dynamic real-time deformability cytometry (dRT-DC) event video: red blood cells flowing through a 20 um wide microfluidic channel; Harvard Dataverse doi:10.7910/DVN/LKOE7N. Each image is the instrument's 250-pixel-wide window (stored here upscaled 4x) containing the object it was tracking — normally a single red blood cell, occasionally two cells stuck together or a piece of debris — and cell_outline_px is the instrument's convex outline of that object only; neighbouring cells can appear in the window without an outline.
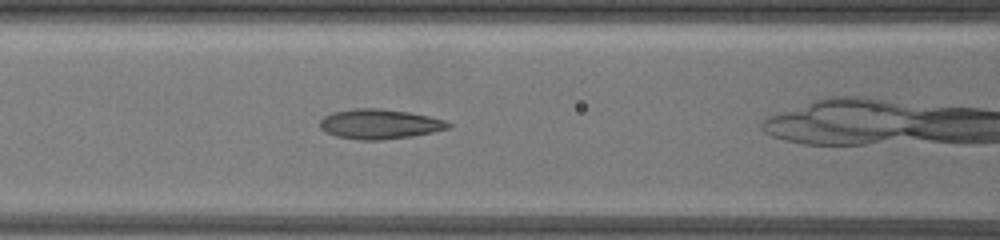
{"species": "common noctule bat (a hibernating species)", "species_latin": "Nyctalus noctula", "temperature_condition": "warm", "stored_images_in_passage": 9, "camera_frame_rate_fps": 3000, "um_per_image_px": 0.085, "animal": {"sex": "female", "body_mass_g": 19.5, "forearm_length_mm": 54.1}, "frame": {"image": 1, "passage_image": 4, "time_ms": 1.333, "image_size_px": [1000, 240], "cell_outline_px": [[452, 124], [448, 128], [432, 132], [412, 136], [380, 140], [360, 140], [336, 136], [324, 132], [320, 128], [320, 120], [324, 116], [332, 112], [356, 108], [380, 108], [408, 112], [428, 116], [444, 120]], "centroid_in_image_um": [32.22, 10.54], "position_along_channel_um": 134.4, "area_um2": 22.25}}
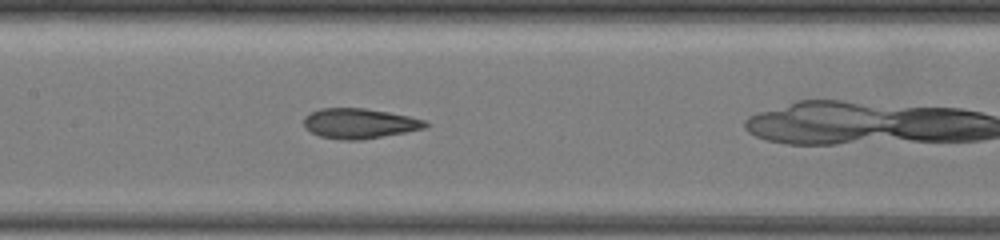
{"frame": {"image": 2, "passage_image": 7, "time_ms": 2.333, "image_size_px": [1000, 240], "cell_outline_px": [[428, 124], [424, 128], [404, 132], [360, 140], [340, 140], [320, 136], [304, 128], [304, 116], [308, 112], [320, 108], [364, 108], [388, 112], [408, 116], [424, 120]], "centroid_in_image_um": [30.48, 10.48], "position_along_channel_um": 176.9, "area_um2": 21.21}}